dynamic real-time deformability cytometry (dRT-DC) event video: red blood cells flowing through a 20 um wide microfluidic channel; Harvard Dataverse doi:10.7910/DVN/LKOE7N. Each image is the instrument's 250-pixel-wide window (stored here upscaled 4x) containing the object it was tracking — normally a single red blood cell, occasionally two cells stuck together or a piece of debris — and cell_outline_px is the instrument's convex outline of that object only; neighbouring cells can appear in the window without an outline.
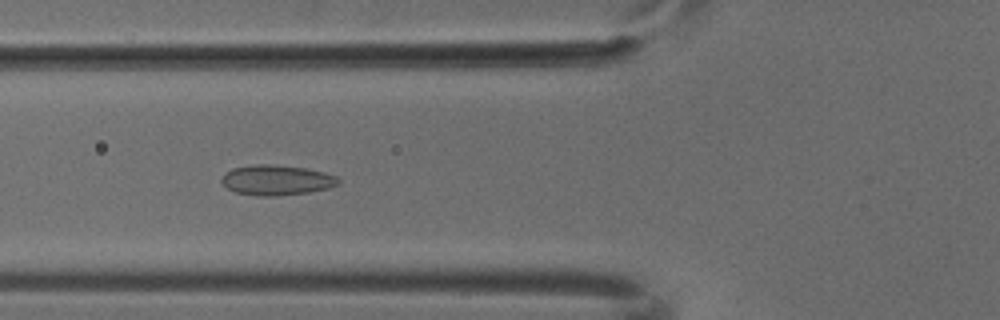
{"species": "common noctule bat (a hibernating species)", "species_latin": "Nyctalus noctula", "temperature_condition": "cold", "stored_images_in_passage": 5, "camera_frame_rate_fps": 3000, "um_per_image_px": 0.085, "animal": {"sex": "male", "body_mass_g": 18.8}, "frame": {"image": 1, "passage_image": 5, "time_ms": 1.333, "image_size_px": [1000, 320], "cell_outline_px": [[340, 184], [328, 188], [308, 192], [276, 196], [256, 196], [236, 192], [228, 188], [220, 180], [224, 172], [232, 168], [256, 164], [268, 164], [304, 168], [324, 172], [336, 176], [340, 180]], "centroid_in_image_um": [23.49, 15.31], "position_along_channel_um": 102.3, "area_um2": 20.52}}